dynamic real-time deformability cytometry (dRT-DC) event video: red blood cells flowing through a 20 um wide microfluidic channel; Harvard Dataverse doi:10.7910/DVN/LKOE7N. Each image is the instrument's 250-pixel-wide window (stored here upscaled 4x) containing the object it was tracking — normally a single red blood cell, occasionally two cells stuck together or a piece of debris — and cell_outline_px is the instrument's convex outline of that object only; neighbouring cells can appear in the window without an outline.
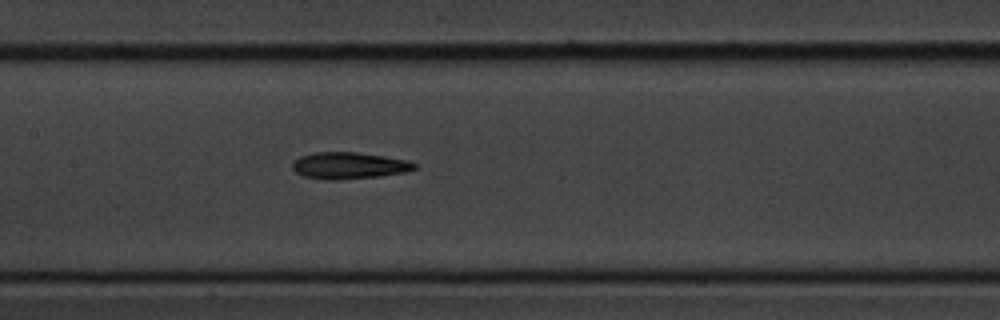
{"species": "common noctule bat (a hibernating species)", "species_latin": "Nyctalus noctula", "temperature_condition": "cold", "stored_images_in_passage": 8, "camera_frame_rate_fps": 3000, "um_per_image_px": 0.085, "animal": {"sex": "male", "body_mass_g": 20.1, "forearm_length_mm": 53.5}, "frame": {"image": 1, "passage_image": 8, "time_ms": 9.0, "image_size_px": [1000, 320], "cell_outline_px": [[416, 168], [408, 172], [380, 176], [340, 180], [328, 180], [304, 176], [296, 172], [292, 168], [292, 164], [300, 156], [312, 152], [356, 152], [384, 156], [408, 160], [416, 164]], "centroid_in_image_um": [29.68, 14.07], "position_along_channel_um": 177.7, "area_um2": 19.07}}